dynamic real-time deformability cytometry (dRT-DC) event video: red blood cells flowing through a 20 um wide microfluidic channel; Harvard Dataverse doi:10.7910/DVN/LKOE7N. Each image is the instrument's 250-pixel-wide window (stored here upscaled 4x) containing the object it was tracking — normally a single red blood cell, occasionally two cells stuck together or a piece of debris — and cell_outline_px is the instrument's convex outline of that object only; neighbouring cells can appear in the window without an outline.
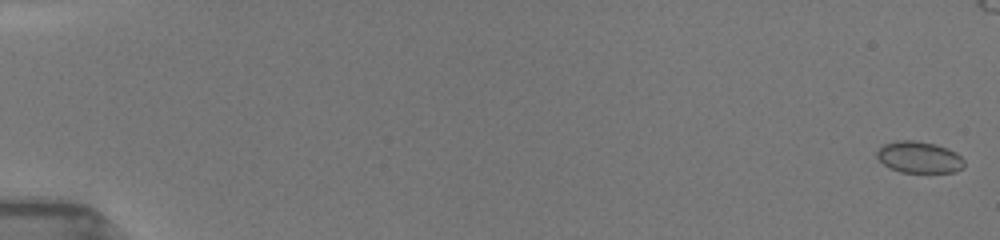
{"species": "common noctule bat (a hibernating species)", "species_latin": "Nyctalus noctula", "temperature_condition": "room temperature", "stored_images_in_passage": 47, "camera_frame_rate_fps": 3000, "um_per_image_px": 0.085, "animal": {"sex": "female", "body_mass_g": 19.5, "forearm_length_mm": 54.1}, "frame": {"image": 1, "passage_image": 1, "time_ms": 0.0, "image_size_px": [1000, 240], "cell_outline_px": [[964, 168], [956, 172], [900, 172], [884, 164], [876, 156], [876, 152], [884, 144], [896, 140], [912, 140], [936, 144], [948, 148], [956, 152], [964, 160]], "centroid_in_image_um": [78.15, 13.36], "position_along_channel_um": 6.8, "area_um2": 16.07}}
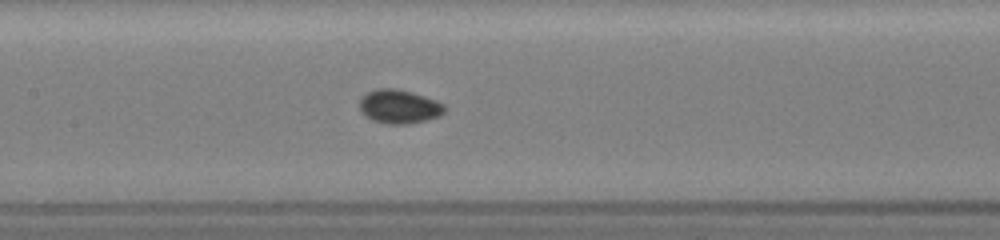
{"frame": {"image": 2, "passage_image": 24, "time_ms": 8.667, "image_size_px": [1000, 240], "cell_outline_px": [[448, 108], [440, 116], [408, 124], [388, 124], [372, 120], [364, 116], [360, 112], [360, 100], [368, 92], [376, 88], [396, 88], [412, 92], [436, 100], [444, 104]], "centroid_in_image_um": [33.94, 9.06], "position_along_channel_um": 173.5, "area_um2": 16.88}}
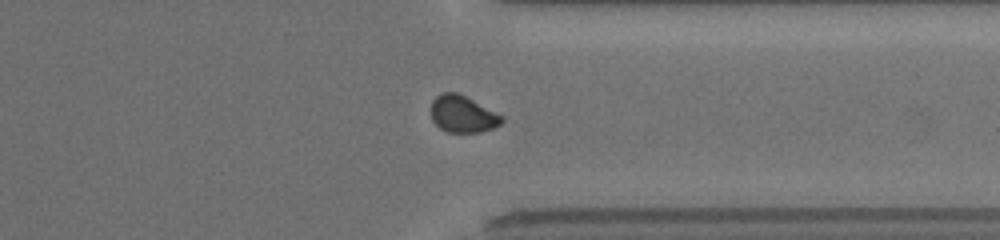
{"frame": {"image": 3, "passage_image": 37, "time_ms": 13.667, "image_size_px": [1000, 240], "cell_outline_px": [[504, 120], [500, 124], [492, 128], [480, 132], [448, 132], [440, 128], [432, 120], [432, 100], [440, 92], [456, 92], [504, 116]], "centroid_in_image_um": [39.32, 9.7], "position_along_channel_um": 372.1, "area_um2": 15.03}}